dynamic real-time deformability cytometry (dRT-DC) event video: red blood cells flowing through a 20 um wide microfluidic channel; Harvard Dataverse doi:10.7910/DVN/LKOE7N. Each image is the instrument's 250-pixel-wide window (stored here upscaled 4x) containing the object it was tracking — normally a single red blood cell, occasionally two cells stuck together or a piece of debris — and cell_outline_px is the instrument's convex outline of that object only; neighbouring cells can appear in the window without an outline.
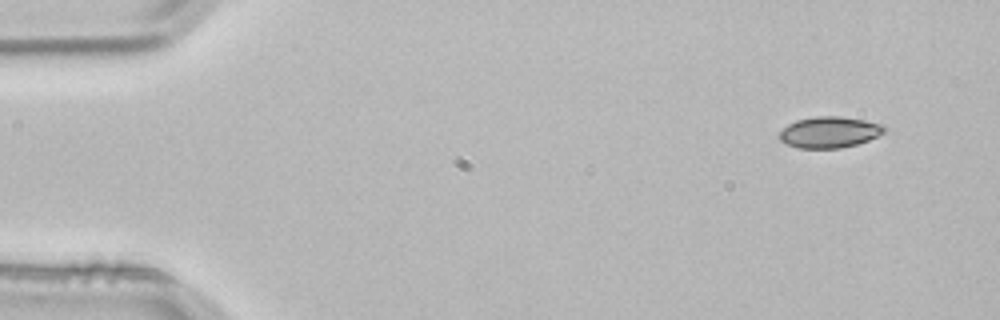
{"species": "common noctule bat (a hibernating species)", "species_latin": "Nyctalus noctula", "temperature_condition": "room temperature", "stored_images_in_passage": 4, "segment_of_instrument_passage": [1, 2], "camera_frame_rate_fps": 3000, "um_per_image_px": 0.085, "animal": {"sex": "male", "body_mass_g": 21.5, "forearm_length_mm": 52.0}, "frame": {"image": 1, "passage_image": 1, "time_ms": 0.0, "image_size_px": [1000, 320], "cell_outline_px": [[888, 128], [884, 132], [868, 140], [856, 144], [840, 148], [796, 148], [780, 140], [776, 136], [788, 124], [796, 120], [816, 116], [840, 116], [864, 120], [884, 124]], "centroid_in_image_um": [70.5, 11.23], "position_along_channel_um": 14.5, "area_um2": 19.13}}
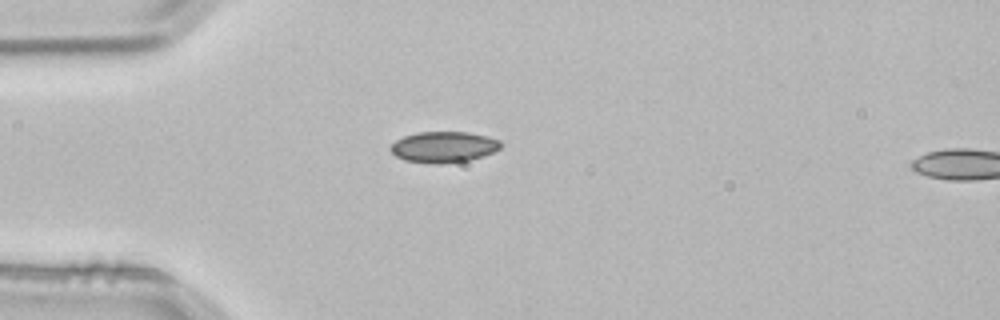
{"frame": {"image": 2, "passage_image": 3, "time_ms": 0.667, "image_size_px": [1000, 320], "cell_outline_px": [[500, 148], [484, 156], [468, 160], [440, 164], [436, 164], [404, 160], [396, 156], [388, 148], [396, 140], [404, 136], [416, 132], [468, 132], [488, 136], [500, 140]], "centroid_in_image_um": [37.7, 12.49], "position_along_channel_um": 47.3, "area_um2": 19.88}}